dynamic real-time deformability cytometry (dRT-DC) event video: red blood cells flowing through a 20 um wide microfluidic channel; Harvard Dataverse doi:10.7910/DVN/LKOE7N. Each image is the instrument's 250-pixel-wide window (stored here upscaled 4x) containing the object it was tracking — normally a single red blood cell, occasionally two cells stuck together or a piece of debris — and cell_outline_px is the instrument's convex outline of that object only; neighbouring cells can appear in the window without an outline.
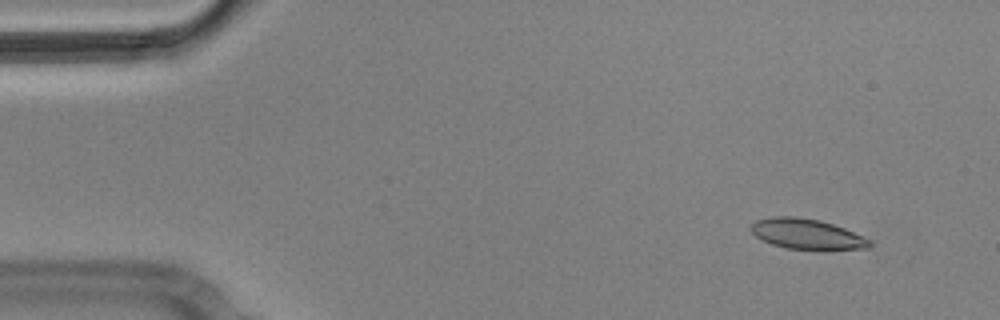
{"species": "Egyptian fruit bat (a non-hibernating species)", "species_latin": "Rousettus aegyptiacus", "temperature_condition": "cold", "stored_images_in_passage": 4, "camera_frame_rate_fps": 3000, "um_per_image_px": 0.085, "animal": {"sex": "male"}, "frame": {"image": 1, "passage_image": 1, "time_ms": 0.0, "image_size_px": [1000, 320], "cell_outline_px": [[872, 244], [868, 248], [788, 248], [772, 244], [756, 236], [752, 232], [752, 224], [756, 220], [772, 216], [796, 216], [820, 220], [844, 228], [872, 240]], "centroid_in_image_um": [68.57, 19.86], "position_along_channel_um": 16.4, "area_um2": 20.35}}